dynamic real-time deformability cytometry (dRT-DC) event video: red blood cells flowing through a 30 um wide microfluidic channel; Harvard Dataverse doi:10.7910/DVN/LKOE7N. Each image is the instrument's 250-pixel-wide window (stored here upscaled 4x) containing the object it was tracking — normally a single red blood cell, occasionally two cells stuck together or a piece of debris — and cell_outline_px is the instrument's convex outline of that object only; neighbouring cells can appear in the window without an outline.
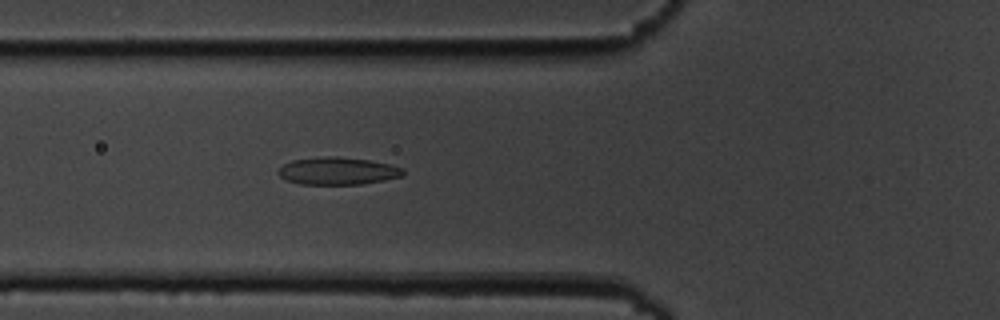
{"species": "common noctule bat (a hibernating species)", "species_latin": "Nyctalus noctula", "temperature_condition": "cold", "stored_images_in_passage": 6, "camera_frame_rate_fps": 3000, "um_per_image_px": 0.085, "animal": {"sex": "male", "body_mass_g": 19.5, "forearm_length_mm": 54.6}, "frame": {"image": 1, "passage_image": 6, "time_ms": 6.333, "image_size_px": [1000, 320], "cell_outline_px": [[404, 176], [384, 180], [360, 184], [300, 184], [288, 180], [280, 176], [276, 172], [284, 164], [292, 160], [324, 156], [336, 156], [368, 160], [388, 164], [404, 168]], "centroid_in_image_um": [28.71, 14.53], "position_along_channel_um": 97.1, "area_um2": 19.88}}